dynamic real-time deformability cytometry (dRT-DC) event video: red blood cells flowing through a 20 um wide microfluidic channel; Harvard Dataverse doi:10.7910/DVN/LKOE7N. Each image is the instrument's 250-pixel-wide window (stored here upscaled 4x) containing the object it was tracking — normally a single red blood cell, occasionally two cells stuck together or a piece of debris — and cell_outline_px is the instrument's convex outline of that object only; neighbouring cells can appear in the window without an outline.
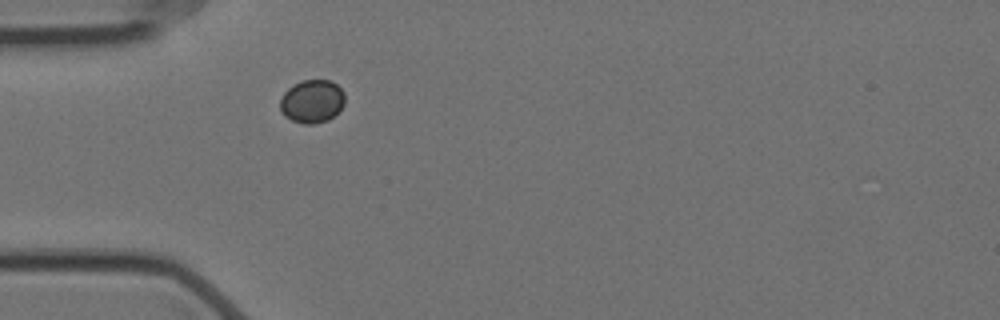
{"species": "Egyptian fruit bat (a non-hibernating species)", "species_latin": "Rousettus aegyptiacus", "temperature_condition": "cold", "stored_images_in_passage": 42, "camera_frame_rate_fps": 3000, "um_per_image_px": 0.085, "animal": {"sex": "female"}, "frame": {"image": 1, "passage_image": 1, "time_ms": 0.0, "image_size_px": [1000, 320], "cell_outline_px": [[344, 104], [328, 120], [312, 124], [304, 124], [292, 120], [284, 116], [280, 112], [280, 100], [284, 92], [292, 84], [304, 80], [332, 80], [344, 92]], "centroid_in_image_um": [26.5, 8.6], "position_along_channel_um": 58.5, "area_um2": 16.3}}
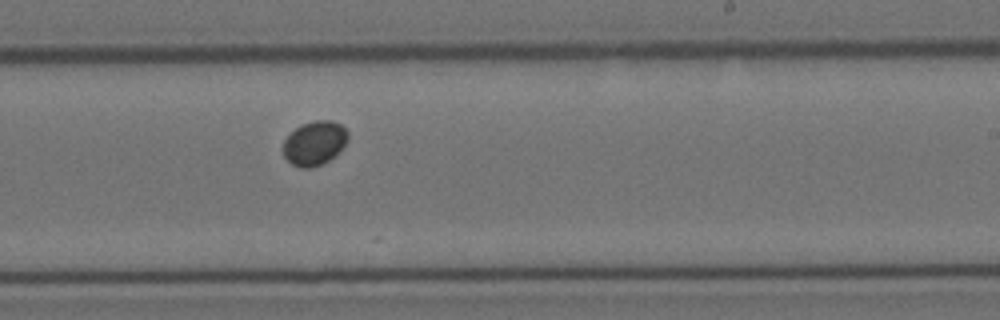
{"frame": {"image": 2, "passage_image": 19, "time_ms": 6.0, "image_size_px": [1000, 320], "cell_outline_px": [[348, 140], [336, 156], [320, 164], [308, 168], [300, 168], [292, 164], [284, 156], [284, 140], [300, 124], [316, 120], [332, 120], [340, 124], [348, 132]], "centroid_in_image_um": [26.75, 12.16], "position_along_channel_um": 262.2, "area_um2": 16.59}}
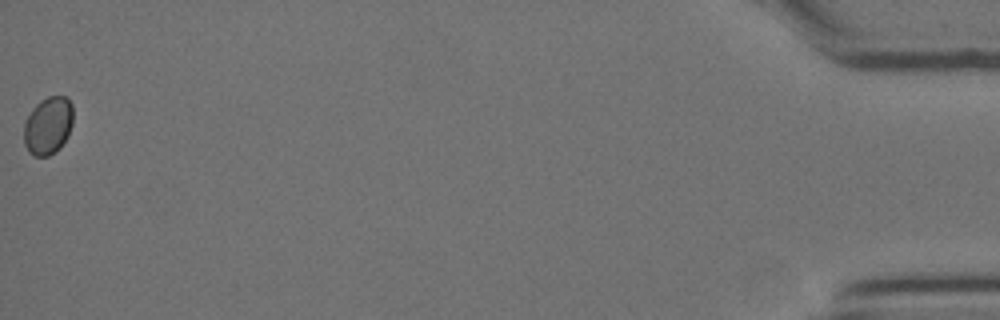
{"frame": {"image": 3, "passage_image": 42, "time_ms": 13.667, "image_size_px": [1000, 320], "cell_outline_px": [[72, 124], [68, 136], [60, 148], [56, 152], [48, 156], [36, 156], [28, 152], [24, 144], [24, 124], [32, 108], [40, 100], [48, 96], [68, 96], [72, 104]], "centroid_in_image_um": [4.09, 10.67], "position_along_channel_um": 431.1, "area_um2": 16.76}}